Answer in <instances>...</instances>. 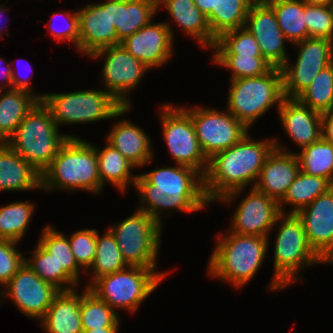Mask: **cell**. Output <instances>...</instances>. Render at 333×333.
Masks as SVG:
<instances>
[{"label": "cell", "mask_w": 333, "mask_h": 333, "mask_svg": "<svg viewBox=\"0 0 333 333\" xmlns=\"http://www.w3.org/2000/svg\"><path fill=\"white\" fill-rule=\"evenodd\" d=\"M293 46L298 50L295 63L290 65L288 59L281 67L286 98H297L322 69L333 63L332 40L307 38Z\"/></svg>", "instance_id": "4fadbf2b"}, {"label": "cell", "mask_w": 333, "mask_h": 333, "mask_svg": "<svg viewBox=\"0 0 333 333\" xmlns=\"http://www.w3.org/2000/svg\"><path fill=\"white\" fill-rule=\"evenodd\" d=\"M166 276L167 272H158L157 269L127 266L98 278L89 290L115 312L120 309L133 313L158 288Z\"/></svg>", "instance_id": "9c48e42d"}, {"label": "cell", "mask_w": 333, "mask_h": 333, "mask_svg": "<svg viewBox=\"0 0 333 333\" xmlns=\"http://www.w3.org/2000/svg\"><path fill=\"white\" fill-rule=\"evenodd\" d=\"M30 201H16L0 206V239L20 242L28 230L35 211Z\"/></svg>", "instance_id": "8d00e7d4"}, {"label": "cell", "mask_w": 333, "mask_h": 333, "mask_svg": "<svg viewBox=\"0 0 333 333\" xmlns=\"http://www.w3.org/2000/svg\"><path fill=\"white\" fill-rule=\"evenodd\" d=\"M174 39L165 22L150 21L120 42L122 47L150 70L164 66L174 54ZM166 62V63H165Z\"/></svg>", "instance_id": "d6986e66"}, {"label": "cell", "mask_w": 333, "mask_h": 333, "mask_svg": "<svg viewBox=\"0 0 333 333\" xmlns=\"http://www.w3.org/2000/svg\"><path fill=\"white\" fill-rule=\"evenodd\" d=\"M60 293L54 285L43 281L26 263L0 290V303L9 297L29 319L41 320L54 298Z\"/></svg>", "instance_id": "9a60e30c"}, {"label": "cell", "mask_w": 333, "mask_h": 333, "mask_svg": "<svg viewBox=\"0 0 333 333\" xmlns=\"http://www.w3.org/2000/svg\"><path fill=\"white\" fill-rule=\"evenodd\" d=\"M158 12L157 0H110L111 25L118 41L146 26Z\"/></svg>", "instance_id": "484cf974"}, {"label": "cell", "mask_w": 333, "mask_h": 333, "mask_svg": "<svg viewBox=\"0 0 333 333\" xmlns=\"http://www.w3.org/2000/svg\"><path fill=\"white\" fill-rule=\"evenodd\" d=\"M296 215L303 223L311 248L326 265H333V187Z\"/></svg>", "instance_id": "ac0fdd59"}, {"label": "cell", "mask_w": 333, "mask_h": 333, "mask_svg": "<svg viewBox=\"0 0 333 333\" xmlns=\"http://www.w3.org/2000/svg\"><path fill=\"white\" fill-rule=\"evenodd\" d=\"M60 291L48 308L40 325L46 333H82L80 315L81 293Z\"/></svg>", "instance_id": "4316f807"}, {"label": "cell", "mask_w": 333, "mask_h": 333, "mask_svg": "<svg viewBox=\"0 0 333 333\" xmlns=\"http://www.w3.org/2000/svg\"><path fill=\"white\" fill-rule=\"evenodd\" d=\"M119 328H101L93 330H83L82 333H118Z\"/></svg>", "instance_id": "f907efd6"}, {"label": "cell", "mask_w": 333, "mask_h": 333, "mask_svg": "<svg viewBox=\"0 0 333 333\" xmlns=\"http://www.w3.org/2000/svg\"><path fill=\"white\" fill-rule=\"evenodd\" d=\"M96 251L97 254L89 268L90 270L85 272H92V276L90 274L91 278L89 279V282H87L88 284L85 285L87 288H89L98 278L117 272L128 266L122 257L115 236L108 228L101 236L99 232H97Z\"/></svg>", "instance_id": "1f68e13d"}, {"label": "cell", "mask_w": 333, "mask_h": 333, "mask_svg": "<svg viewBox=\"0 0 333 333\" xmlns=\"http://www.w3.org/2000/svg\"><path fill=\"white\" fill-rule=\"evenodd\" d=\"M73 12V13H72ZM72 12H67V13H54L52 16V20L50 19L46 23V27H48L50 34H52L53 38L55 40H58L57 42H71L74 44V47L79 51V17H78V10L77 11H72ZM62 16L66 18L64 21L65 27L61 29H58L55 27L53 24V21L56 20V17ZM55 22V21H54Z\"/></svg>", "instance_id": "f6af8a7d"}, {"label": "cell", "mask_w": 333, "mask_h": 333, "mask_svg": "<svg viewBox=\"0 0 333 333\" xmlns=\"http://www.w3.org/2000/svg\"><path fill=\"white\" fill-rule=\"evenodd\" d=\"M7 11V9H6V6L4 5V4H2V5H0V24H2L1 23V21H3L2 19H3V14L5 13ZM4 12V13H3ZM2 30H3V32H2ZM7 31V28L5 27V28H2V26L0 25V33L2 32V33H5V31ZM3 34L2 35H0V40L3 38Z\"/></svg>", "instance_id": "f5cc1de1"}, {"label": "cell", "mask_w": 333, "mask_h": 333, "mask_svg": "<svg viewBox=\"0 0 333 333\" xmlns=\"http://www.w3.org/2000/svg\"><path fill=\"white\" fill-rule=\"evenodd\" d=\"M160 110L161 132L172 159L204 176L209 159L202 151L191 116L181 106L171 103L162 104Z\"/></svg>", "instance_id": "8fae6325"}, {"label": "cell", "mask_w": 333, "mask_h": 333, "mask_svg": "<svg viewBox=\"0 0 333 333\" xmlns=\"http://www.w3.org/2000/svg\"><path fill=\"white\" fill-rule=\"evenodd\" d=\"M106 137V141L116 148L137 169L145 167L154 158L151 138L132 121H117Z\"/></svg>", "instance_id": "cb8c5ba5"}, {"label": "cell", "mask_w": 333, "mask_h": 333, "mask_svg": "<svg viewBox=\"0 0 333 333\" xmlns=\"http://www.w3.org/2000/svg\"><path fill=\"white\" fill-rule=\"evenodd\" d=\"M18 242L0 239V287H4L25 263V256L16 248ZM0 288V289H1Z\"/></svg>", "instance_id": "ee69618b"}, {"label": "cell", "mask_w": 333, "mask_h": 333, "mask_svg": "<svg viewBox=\"0 0 333 333\" xmlns=\"http://www.w3.org/2000/svg\"><path fill=\"white\" fill-rule=\"evenodd\" d=\"M310 109L323 114L333 109V63L322 69L297 97Z\"/></svg>", "instance_id": "f35d334b"}, {"label": "cell", "mask_w": 333, "mask_h": 333, "mask_svg": "<svg viewBox=\"0 0 333 333\" xmlns=\"http://www.w3.org/2000/svg\"><path fill=\"white\" fill-rule=\"evenodd\" d=\"M59 130L50 110L39 101L6 144L42 174L69 138H80Z\"/></svg>", "instance_id": "5b68a950"}, {"label": "cell", "mask_w": 333, "mask_h": 333, "mask_svg": "<svg viewBox=\"0 0 333 333\" xmlns=\"http://www.w3.org/2000/svg\"><path fill=\"white\" fill-rule=\"evenodd\" d=\"M274 10L278 25L288 43L295 44L309 38L303 0H265Z\"/></svg>", "instance_id": "4dcf8cb0"}, {"label": "cell", "mask_w": 333, "mask_h": 333, "mask_svg": "<svg viewBox=\"0 0 333 333\" xmlns=\"http://www.w3.org/2000/svg\"><path fill=\"white\" fill-rule=\"evenodd\" d=\"M194 3L206 17L215 8V0H194Z\"/></svg>", "instance_id": "681fc988"}, {"label": "cell", "mask_w": 333, "mask_h": 333, "mask_svg": "<svg viewBox=\"0 0 333 333\" xmlns=\"http://www.w3.org/2000/svg\"><path fill=\"white\" fill-rule=\"evenodd\" d=\"M211 60L231 70L230 80L260 76L273 67L262 55L213 54Z\"/></svg>", "instance_id": "ab89813d"}, {"label": "cell", "mask_w": 333, "mask_h": 333, "mask_svg": "<svg viewBox=\"0 0 333 333\" xmlns=\"http://www.w3.org/2000/svg\"><path fill=\"white\" fill-rule=\"evenodd\" d=\"M226 109L248 129L266 112L283 99L281 68L272 67L266 74L231 80Z\"/></svg>", "instance_id": "52a82bcc"}, {"label": "cell", "mask_w": 333, "mask_h": 333, "mask_svg": "<svg viewBox=\"0 0 333 333\" xmlns=\"http://www.w3.org/2000/svg\"><path fill=\"white\" fill-rule=\"evenodd\" d=\"M212 50L213 54L262 55L258 42L246 27L222 33Z\"/></svg>", "instance_id": "60d3db41"}, {"label": "cell", "mask_w": 333, "mask_h": 333, "mask_svg": "<svg viewBox=\"0 0 333 333\" xmlns=\"http://www.w3.org/2000/svg\"><path fill=\"white\" fill-rule=\"evenodd\" d=\"M12 71V89H17V90H21L27 93H30L31 95H34L39 101H42L44 98L45 93H34L32 92L31 89V84H30V80L32 78V76H30L29 78H25V77H20L18 76L19 74L14 71L13 68H11ZM18 74V75H17Z\"/></svg>", "instance_id": "bcb514c9"}, {"label": "cell", "mask_w": 333, "mask_h": 333, "mask_svg": "<svg viewBox=\"0 0 333 333\" xmlns=\"http://www.w3.org/2000/svg\"><path fill=\"white\" fill-rule=\"evenodd\" d=\"M217 238L208 260V275L241 289L262 267L269 238L240 235L229 230Z\"/></svg>", "instance_id": "277c9868"}, {"label": "cell", "mask_w": 333, "mask_h": 333, "mask_svg": "<svg viewBox=\"0 0 333 333\" xmlns=\"http://www.w3.org/2000/svg\"><path fill=\"white\" fill-rule=\"evenodd\" d=\"M322 138L333 145V109L321 115Z\"/></svg>", "instance_id": "7dc6e473"}, {"label": "cell", "mask_w": 333, "mask_h": 333, "mask_svg": "<svg viewBox=\"0 0 333 333\" xmlns=\"http://www.w3.org/2000/svg\"><path fill=\"white\" fill-rule=\"evenodd\" d=\"M81 293L80 315L83 330L119 328L120 316L105 301L100 300L89 288Z\"/></svg>", "instance_id": "d590c367"}, {"label": "cell", "mask_w": 333, "mask_h": 333, "mask_svg": "<svg viewBox=\"0 0 333 333\" xmlns=\"http://www.w3.org/2000/svg\"><path fill=\"white\" fill-rule=\"evenodd\" d=\"M97 89L45 93L42 102L50 110L58 127L62 124H87L116 119L131 109V106L121 105L106 90H100V87Z\"/></svg>", "instance_id": "ba28073f"}, {"label": "cell", "mask_w": 333, "mask_h": 333, "mask_svg": "<svg viewBox=\"0 0 333 333\" xmlns=\"http://www.w3.org/2000/svg\"><path fill=\"white\" fill-rule=\"evenodd\" d=\"M135 210L108 229L115 236L128 266L156 269L163 226L144 211Z\"/></svg>", "instance_id": "30bf717a"}, {"label": "cell", "mask_w": 333, "mask_h": 333, "mask_svg": "<svg viewBox=\"0 0 333 333\" xmlns=\"http://www.w3.org/2000/svg\"><path fill=\"white\" fill-rule=\"evenodd\" d=\"M245 27L258 42L262 56L273 67L281 68L289 59L285 48L288 40L278 25L273 8L265 0H255L251 4Z\"/></svg>", "instance_id": "e0dca14e"}, {"label": "cell", "mask_w": 333, "mask_h": 333, "mask_svg": "<svg viewBox=\"0 0 333 333\" xmlns=\"http://www.w3.org/2000/svg\"><path fill=\"white\" fill-rule=\"evenodd\" d=\"M41 190V173L6 143H0V192Z\"/></svg>", "instance_id": "d4e9b609"}, {"label": "cell", "mask_w": 333, "mask_h": 333, "mask_svg": "<svg viewBox=\"0 0 333 333\" xmlns=\"http://www.w3.org/2000/svg\"><path fill=\"white\" fill-rule=\"evenodd\" d=\"M255 0H215V8L206 17L212 34L218 38L222 33L245 27L246 17Z\"/></svg>", "instance_id": "836d02e7"}, {"label": "cell", "mask_w": 333, "mask_h": 333, "mask_svg": "<svg viewBox=\"0 0 333 333\" xmlns=\"http://www.w3.org/2000/svg\"><path fill=\"white\" fill-rule=\"evenodd\" d=\"M250 189L233 212L229 231L269 238V232L282 214L279 203L254 187Z\"/></svg>", "instance_id": "2e32d148"}, {"label": "cell", "mask_w": 333, "mask_h": 333, "mask_svg": "<svg viewBox=\"0 0 333 333\" xmlns=\"http://www.w3.org/2000/svg\"><path fill=\"white\" fill-rule=\"evenodd\" d=\"M96 149L98 172L102 186L108 182L122 194L126 192L127 186H135L137 174H132L136 167L126 159L116 148L111 146L107 141L105 147Z\"/></svg>", "instance_id": "83f0119b"}, {"label": "cell", "mask_w": 333, "mask_h": 333, "mask_svg": "<svg viewBox=\"0 0 333 333\" xmlns=\"http://www.w3.org/2000/svg\"><path fill=\"white\" fill-rule=\"evenodd\" d=\"M181 107L191 116L196 136L208 159L232 147L249 132L227 109L221 112L213 107Z\"/></svg>", "instance_id": "7c38bea8"}, {"label": "cell", "mask_w": 333, "mask_h": 333, "mask_svg": "<svg viewBox=\"0 0 333 333\" xmlns=\"http://www.w3.org/2000/svg\"><path fill=\"white\" fill-rule=\"evenodd\" d=\"M274 227L278 232L273 251L274 274L268 286L270 292L285 290L292 283L302 281L300 272L304 268L326 264L309 245L303 223L296 214H281Z\"/></svg>", "instance_id": "8992f818"}, {"label": "cell", "mask_w": 333, "mask_h": 333, "mask_svg": "<svg viewBox=\"0 0 333 333\" xmlns=\"http://www.w3.org/2000/svg\"><path fill=\"white\" fill-rule=\"evenodd\" d=\"M39 100L30 93L0 90V143H6Z\"/></svg>", "instance_id": "f1b7e54d"}, {"label": "cell", "mask_w": 333, "mask_h": 333, "mask_svg": "<svg viewBox=\"0 0 333 333\" xmlns=\"http://www.w3.org/2000/svg\"><path fill=\"white\" fill-rule=\"evenodd\" d=\"M304 15L309 38H326L333 41L332 6L308 5L305 3Z\"/></svg>", "instance_id": "b9f144b4"}, {"label": "cell", "mask_w": 333, "mask_h": 333, "mask_svg": "<svg viewBox=\"0 0 333 333\" xmlns=\"http://www.w3.org/2000/svg\"><path fill=\"white\" fill-rule=\"evenodd\" d=\"M97 232L96 229H80L68 237L72 253L83 272L89 270L97 254Z\"/></svg>", "instance_id": "7bdbcfd3"}, {"label": "cell", "mask_w": 333, "mask_h": 333, "mask_svg": "<svg viewBox=\"0 0 333 333\" xmlns=\"http://www.w3.org/2000/svg\"><path fill=\"white\" fill-rule=\"evenodd\" d=\"M273 139L275 148L265 160L254 188L279 203L294 182L300 166L295 152L287 150L278 137Z\"/></svg>", "instance_id": "ffe728a7"}, {"label": "cell", "mask_w": 333, "mask_h": 333, "mask_svg": "<svg viewBox=\"0 0 333 333\" xmlns=\"http://www.w3.org/2000/svg\"><path fill=\"white\" fill-rule=\"evenodd\" d=\"M277 113L286 135L299 149L322 137V114L302 104L297 98L285 97Z\"/></svg>", "instance_id": "7402d4cb"}, {"label": "cell", "mask_w": 333, "mask_h": 333, "mask_svg": "<svg viewBox=\"0 0 333 333\" xmlns=\"http://www.w3.org/2000/svg\"><path fill=\"white\" fill-rule=\"evenodd\" d=\"M308 5L332 6L333 0H303Z\"/></svg>", "instance_id": "816d5d0a"}, {"label": "cell", "mask_w": 333, "mask_h": 333, "mask_svg": "<svg viewBox=\"0 0 333 333\" xmlns=\"http://www.w3.org/2000/svg\"><path fill=\"white\" fill-rule=\"evenodd\" d=\"M45 192L83 190L101 194L96 149L83 138H69L41 174Z\"/></svg>", "instance_id": "3957f363"}, {"label": "cell", "mask_w": 333, "mask_h": 333, "mask_svg": "<svg viewBox=\"0 0 333 333\" xmlns=\"http://www.w3.org/2000/svg\"><path fill=\"white\" fill-rule=\"evenodd\" d=\"M2 62L4 63L5 61L3 58L0 57V64ZM12 63L13 62L8 63L7 67L3 66L4 67L3 69L0 67V90L12 89V71H11V68L13 66Z\"/></svg>", "instance_id": "c3c4849f"}, {"label": "cell", "mask_w": 333, "mask_h": 333, "mask_svg": "<svg viewBox=\"0 0 333 333\" xmlns=\"http://www.w3.org/2000/svg\"><path fill=\"white\" fill-rule=\"evenodd\" d=\"M249 133L232 147L209 159L204 175V191L210 203L222 201L230 206L250 184L251 188L254 187L275 145L273 138L255 141Z\"/></svg>", "instance_id": "7a4b0ae2"}, {"label": "cell", "mask_w": 333, "mask_h": 333, "mask_svg": "<svg viewBox=\"0 0 333 333\" xmlns=\"http://www.w3.org/2000/svg\"><path fill=\"white\" fill-rule=\"evenodd\" d=\"M89 57L105 58L101 74L104 90L121 105L132 106L129 95L140 86L144 73L150 72V69L127 52L121 44L99 49Z\"/></svg>", "instance_id": "5bb4252c"}, {"label": "cell", "mask_w": 333, "mask_h": 333, "mask_svg": "<svg viewBox=\"0 0 333 333\" xmlns=\"http://www.w3.org/2000/svg\"><path fill=\"white\" fill-rule=\"evenodd\" d=\"M295 153L300 170L311 176L327 179L333 185V145L322 137Z\"/></svg>", "instance_id": "e575fe53"}, {"label": "cell", "mask_w": 333, "mask_h": 333, "mask_svg": "<svg viewBox=\"0 0 333 333\" xmlns=\"http://www.w3.org/2000/svg\"><path fill=\"white\" fill-rule=\"evenodd\" d=\"M140 197L137 209L163 226L161 214L196 212L210 202L204 191V176L196 169L176 164L138 174L134 186ZM163 212V213H161Z\"/></svg>", "instance_id": "6da1fadb"}, {"label": "cell", "mask_w": 333, "mask_h": 333, "mask_svg": "<svg viewBox=\"0 0 333 333\" xmlns=\"http://www.w3.org/2000/svg\"><path fill=\"white\" fill-rule=\"evenodd\" d=\"M332 187L327 179L311 176L300 170L284 198L279 202L280 211L282 214H296ZM286 205L291 207L290 212H285Z\"/></svg>", "instance_id": "f546056e"}, {"label": "cell", "mask_w": 333, "mask_h": 333, "mask_svg": "<svg viewBox=\"0 0 333 333\" xmlns=\"http://www.w3.org/2000/svg\"><path fill=\"white\" fill-rule=\"evenodd\" d=\"M32 252V253H31ZM32 257H25V263L43 280L60 291L77 289L79 283L39 243L30 250Z\"/></svg>", "instance_id": "d6a6232c"}, {"label": "cell", "mask_w": 333, "mask_h": 333, "mask_svg": "<svg viewBox=\"0 0 333 333\" xmlns=\"http://www.w3.org/2000/svg\"><path fill=\"white\" fill-rule=\"evenodd\" d=\"M79 52L86 56L95 51L119 45L114 25H111L110 0L86 4L78 10Z\"/></svg>", "instance_id": "44dd1931"}, {"label": "cell", "mask_w": 333, "mask_h": 333, "mask_svg": "<svg viewBox=\"0 0 333 333\" xmlns=\"http://www.w3.org/2000/svg\"><path fill=\"white\" fill-rule=\"evenodd\" d=\"M57 261L59 267H63L78 283L82 268L72 253L68 236L59 232L54 226L46 225L39 237L38 242Z\"/></svg>", "instance_id": "74e56055"}, {"label": "cell", "mask_w": 333, "mask_h": 333, "mask_svg": "<svg viewBox=\"0 0 333 333\" xmlns=\"http://www.w3.org/2000/svg\"><path fill=\"white\" fill-rule=\"evenodd\" d=\"M157 6L165 8L171 22L165 21L174 38L173 22L183 32L194 40H197L201 48H213L217 38L212 34L206 16L195 6L194 0H157ZM165 6V7H164Z\"/></svg>", "instance_id": "603a6c76"}]
</instances>
